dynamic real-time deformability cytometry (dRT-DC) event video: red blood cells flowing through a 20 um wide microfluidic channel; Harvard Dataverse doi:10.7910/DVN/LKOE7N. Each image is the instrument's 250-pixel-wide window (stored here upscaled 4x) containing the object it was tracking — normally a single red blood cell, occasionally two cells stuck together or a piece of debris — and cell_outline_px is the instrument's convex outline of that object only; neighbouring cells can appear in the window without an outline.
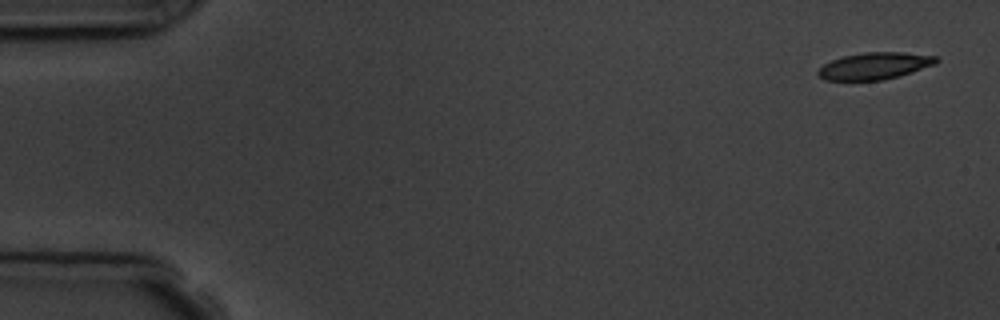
{"species": "common noctule bat (a hibernating species)", "species_latin": "Nyctalus noctula", "temperature_condition": "room temperature", "stored_images_in_passage": 6, "camera_frame_rate_fps": 3000, "um_per_image_px": 0.085, "animal": {"sex": "male", "body_mass_g": 19.5, "forearm_length_mm": 54.6}, "frame": {"image": 1, "passage_image": 1, "time_ms": 0.0, "image_size_px": [1000, 320], "cell_outline_px": [[940, 60], [936, 64], [884, 80], [824, 80], [816, 72], [824, 64], [832, 60], [844, 56], [864, 52], [904, 52], [936, 56]], "centroid_in_image_um": [74.35, 5.59], "position_along_channel_um": 10.6, "area_um2": 18.38}}
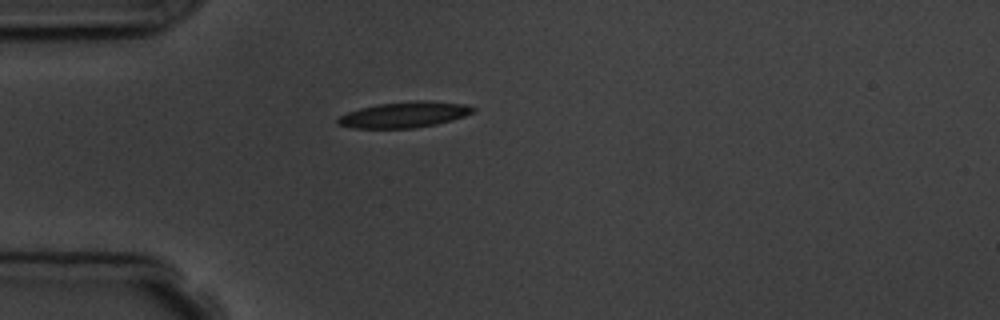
{"frame": {"image": 2, "passage_image": 4, "time_ms": 4.333, "image_size_px": [1000, 320], "cell_outline_px": [[476, 108], [472, 112], [464, 116], [452, 120], [436, 124], [412, 128], [352, 128], [340, 124], [336, 120], [340, 116], [348, 112], [360, 108], [380, 104], [412, 100], [428, 100], [464, 104]], "centroid_in_image_um": [34.38, 9.74], "position_along_channel_um": 50.6, "area_um2": 20.17}}